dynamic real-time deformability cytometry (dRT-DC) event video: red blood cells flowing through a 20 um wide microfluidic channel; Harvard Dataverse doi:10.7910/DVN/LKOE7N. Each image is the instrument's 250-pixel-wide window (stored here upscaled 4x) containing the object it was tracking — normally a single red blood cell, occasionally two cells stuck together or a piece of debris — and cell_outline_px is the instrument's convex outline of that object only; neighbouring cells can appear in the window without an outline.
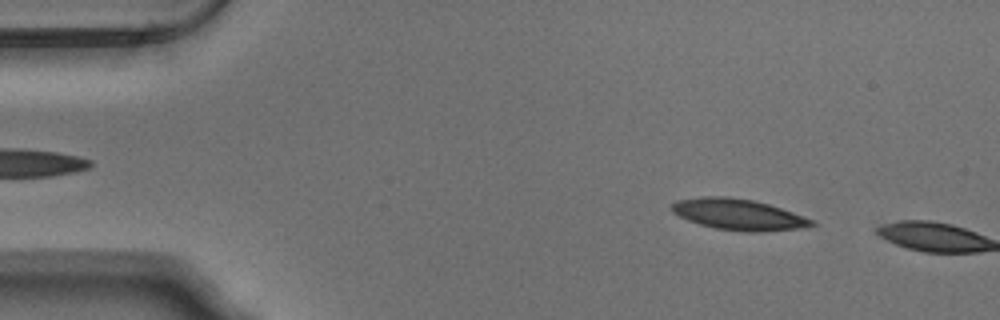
{"species": "Egyptian fruit bat (a non-hibernating species)", "species_latin": "Rousettus aegyptiacus", "temperature_condition": "warm", "stored_images_in_passage": 7, "camera_frame_rate_fps": 3000, "um_per_image_px": 0.085, "animal": {"sex": "male"}, "frame": {"image": 1, "passage_image": 6, "time_ms": 1.667, "image_size_px": [1000, 320], "cell_outline_px": [[816, 224], [804, 228], [756, 232], [748, 232], [716, 228], [700, 224], [688, 220], [672, 212], [672, 204], [676, 200], [700, 196], [728, 196], [752, 200], [768, 204], [804, 216], [812, 220]], "centroid_in_image_um": [62.75, 18.22], "position_along_channel_um": 22.2, "area_um2": 25.14}}